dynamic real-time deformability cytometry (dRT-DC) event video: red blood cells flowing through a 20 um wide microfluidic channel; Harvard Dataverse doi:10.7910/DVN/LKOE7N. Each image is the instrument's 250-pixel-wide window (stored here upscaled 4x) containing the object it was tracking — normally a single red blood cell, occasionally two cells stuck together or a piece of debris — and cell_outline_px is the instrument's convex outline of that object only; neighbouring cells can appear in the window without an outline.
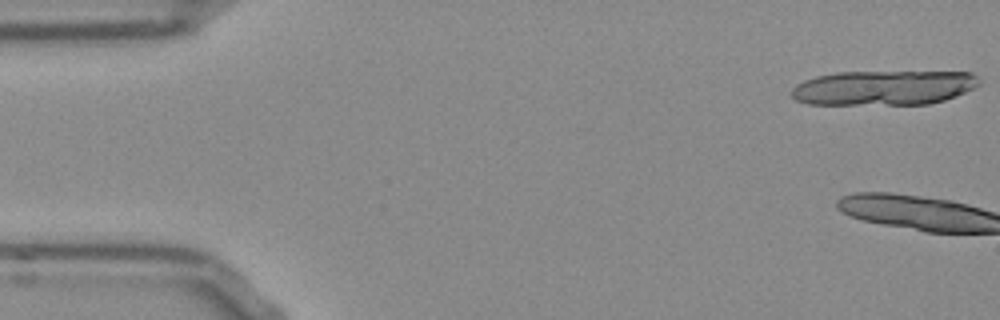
{"species": "Egyptian fruit bat (a non-hibernating species)", "species_latin": "Rousettus aegyptiacus", "temperature_condition": "room temperature", "stored_images_in_passage": 3, "camera_frame_rate_fps": 3000, "um_per_image_px": 0.085, "frame": {"image": 1, "passage_image": 1, "time_ms": 0.0, "image_size_px": [1000, 320], "cell_outline_px": [[980, 84], [956, 96], [944, 100], [928, 104], [808, 104], [796, 100], [792, 96], [792, 88], [796, 84], [804, 80], [816, 76], [836, 72], [972, 72], [980, 80]], "centroid_in_image_um": [75.1, 7.45], "position_along_channel_um": 9.9, "area_um2": 37.92}}